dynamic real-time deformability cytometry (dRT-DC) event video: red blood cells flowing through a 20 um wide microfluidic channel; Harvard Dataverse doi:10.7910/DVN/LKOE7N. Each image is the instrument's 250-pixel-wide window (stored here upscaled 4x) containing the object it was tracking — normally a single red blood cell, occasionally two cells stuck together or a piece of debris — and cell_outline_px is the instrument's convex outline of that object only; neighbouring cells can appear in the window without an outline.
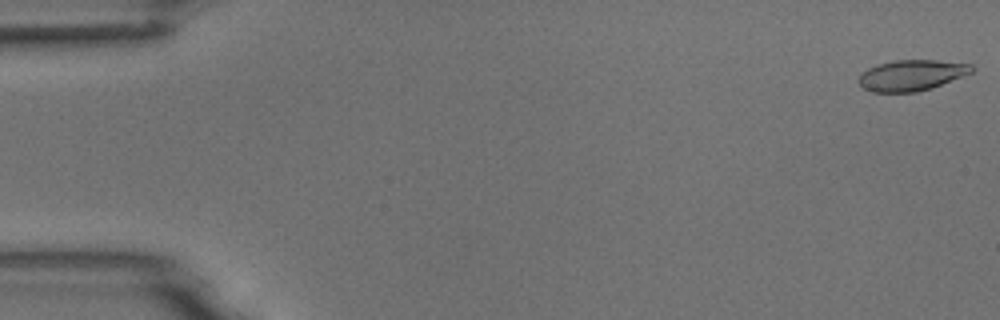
{"species": "common noctule bat (a hibernating species)", "species_latin": "Nyctalus noctula", "temperature_condition": "room temperature", "stored_images_in_passage": 55, "camera_frame_rate_fps": 3000, "um_per_image_px": 0.085, "animal": {"sex": "male", "body_mass_g": 18.8}, "frame": {"image": 1, "passage_image": 1, "time_ms": 0.0, "image_size_px": [1000, 320], "cell_outline_px": [[976, 68], [972, 72], [932, 88], [916, 92], [872, 92], [864, 88], [856, 80], [860, 72], [876, 64], [896, 60], [936, 60], [972, 64]], "centroid_in_image_um": [77.45, 6.39], "position_along_channel_um": 7.5, "area_um2": 20.46}}
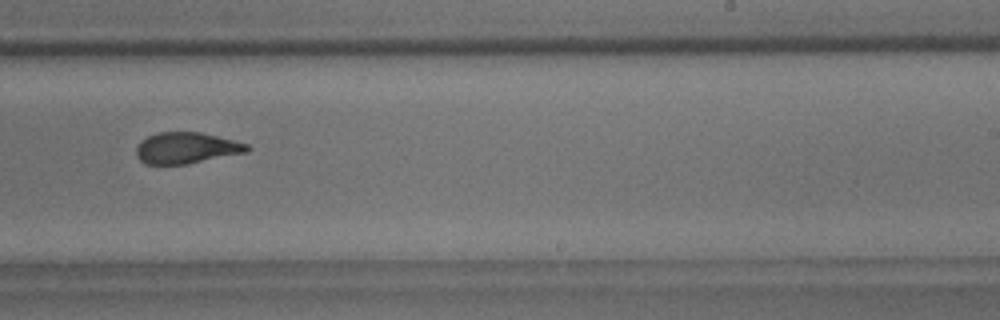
{"frame": {"image": 2, "passage_image": 34, "time_ms": 11.0, "image_size_px": [1000, 320], "cell_outline_px": [[252, 148], [248, 152], [184, 164], [144, 164], [136, 156], [136, 148], [140, 140], [156, 132], [200, 132], [248, 144]], "centroid_in_image_um": [15.81, 12.57], "position_along_channel_um": 273.2, "area_um2": 20.11}}
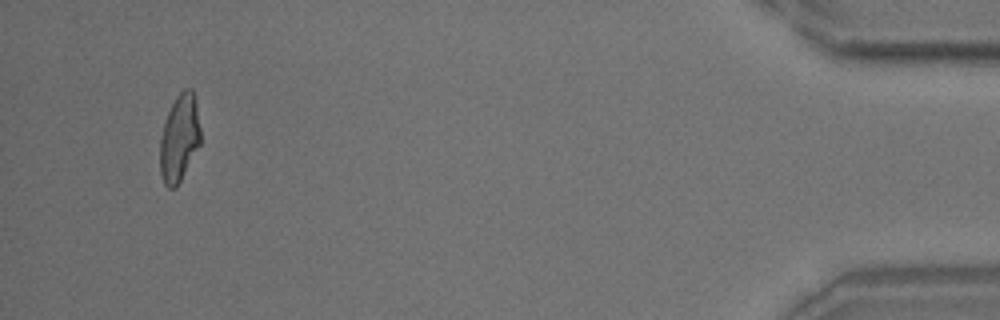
{"frame": {"image": 3, "passage_image": 52, "time_ms": 17.0, "image_size_px": [1000, 320], "cell_outline_px": [[200, 144], [176, 188], [168, 188], [164, 184], [160, 172], [160, 140], [164, 124], [168, 112], [176, 96], [184, 88], [192, 88], [196, 96], [200, 128]], "centroid_in_image_um": [15.26, 11.71], "position_along_channel_um": 419.9, "area_um2": 20.63}, "authors_computed_cell_mechanics": {"area_um2": 20.9814, "velocity_mm_per_s": 3.7026, "shape_relaxation_time_tau1_ms": 4.5895, "shape_relaxation_time_tau2_ms": 1.8107, "deformation_change_tau1": 0.1687, "deformation_change_tau2": 0.0962}}